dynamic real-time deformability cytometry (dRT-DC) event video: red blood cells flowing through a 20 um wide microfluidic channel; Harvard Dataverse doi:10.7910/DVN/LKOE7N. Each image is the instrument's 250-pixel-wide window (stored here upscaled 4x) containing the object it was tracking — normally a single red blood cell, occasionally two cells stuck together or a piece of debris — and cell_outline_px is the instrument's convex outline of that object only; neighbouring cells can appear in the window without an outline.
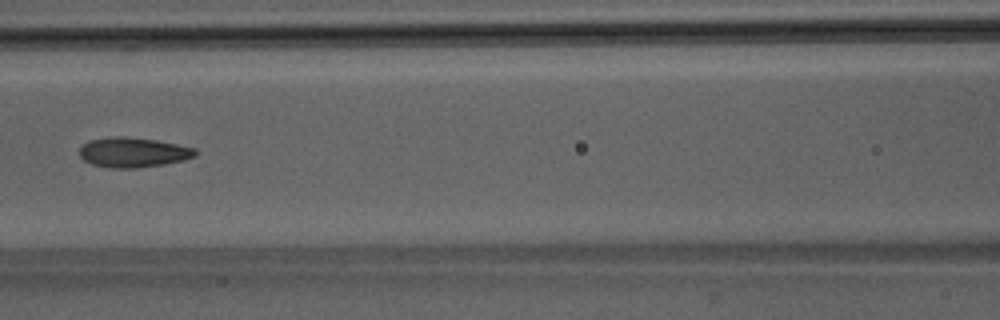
{"species": "Egyptian fruit bat (a non-hibernating species)", "species_latin": "Rousettus aegyptiacus", "temperature_condition": "room temperature", "stored_images_in_passage": 6, "camera_frame_rate_fps": 3000, "um_per_image_px": 0.085, "animal": {"sex": "male"}, "frame": {"image": 1, "passage_image": 5, "time_ms": 5.667, "image_size_px": [1000, 320], "cell_outline_px": [[196, 156], [184, 160], [164, 164], [136, 168], [112, 168], [92, 164], [84, 160], [80, 156], [80, 148], [88, 140], [116, 136], [124, 136], [156, 140], [196, 148]], "centroid_in_image_um": [11.32, 12.95], "position_along_channel_um": 155.3, "area_um2": 20.11}}